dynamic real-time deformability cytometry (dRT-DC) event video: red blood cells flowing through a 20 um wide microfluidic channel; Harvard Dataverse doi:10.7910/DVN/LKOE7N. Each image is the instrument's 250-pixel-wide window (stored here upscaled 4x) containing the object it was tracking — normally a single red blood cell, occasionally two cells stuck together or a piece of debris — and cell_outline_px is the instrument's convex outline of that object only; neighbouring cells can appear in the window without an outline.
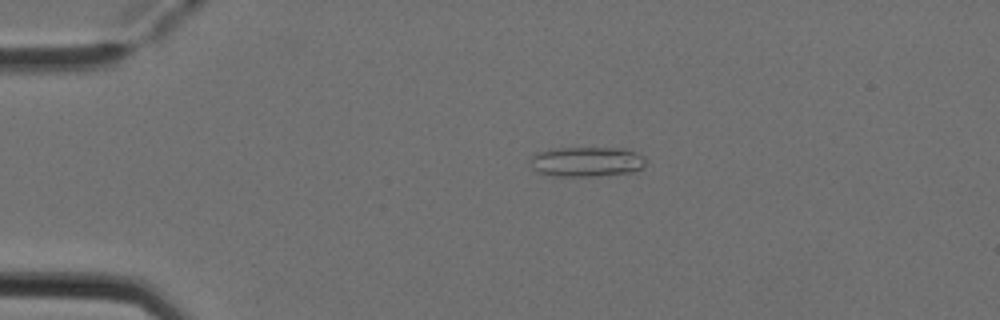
{"species": "Egyptian fruit bat (a non-hibernating species)", "species_latin": "Rousettus aegyptiacus", "temperature_condition": "cold", "stored_images_in_passage": 5, "camera_frame_rate_fps": 3000, "um_per_image_px": 0.085, "animal": {"sex": "female"}, "frame": {"image": 1, "passage_image": 4, "time_ms": 1.0, "image_size_px": [1000, 320], "cell_outline_px": [[644, 168], [632, 172], [592, 176], [552, 176], [536, 172], [532, 168], [532, 156], [536, 152], [556, 148], [624, 148], [636, 152], [644, 156]], "centroid_in_image_um": [49.87, 13.74], "position_along_channel_um": 35.1, "area_um2": 20.17}}